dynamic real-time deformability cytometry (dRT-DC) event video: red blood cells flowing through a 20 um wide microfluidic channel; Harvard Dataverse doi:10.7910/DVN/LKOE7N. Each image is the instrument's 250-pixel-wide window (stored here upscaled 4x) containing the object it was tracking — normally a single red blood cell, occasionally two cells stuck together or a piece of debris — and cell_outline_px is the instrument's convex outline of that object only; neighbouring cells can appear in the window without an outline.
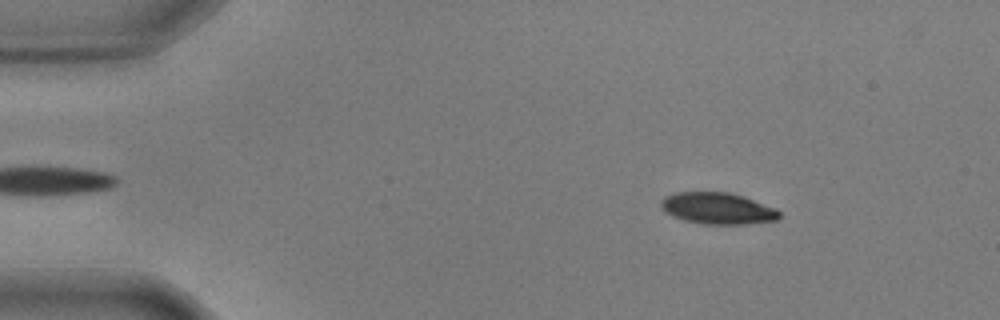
{"species": "common noctule bat (a hibernating species)", "species_latin": "Nyctalus noctula", "temperature_condition": "warm", "stored_images_in_passage": 57, "camera_frame_rate_fps": 3000, "um_per_image_px": 0.085, "animal": {"sex": "male", "body_mass_g": 17.9, "forearm_length_mm": 54.2}, "frame": {"image": 1, "passage_image": 8, "time_ms": 2.333, "image_size_px": [1000, 320], "cell_outline_px": [[780, 216], [776, 220], [744, 224], [704, 224], [684, 220], [672, 216], [664, 212], [660, 208], [660, 200], [664, 196], [676, 192], [728, 192], [744, 196], [776, 208], [780, 212]], "centroid_in_image_um": [60.96, 17.7], "position_along_channel_um": 24.0, "area_um2": 21.91}}
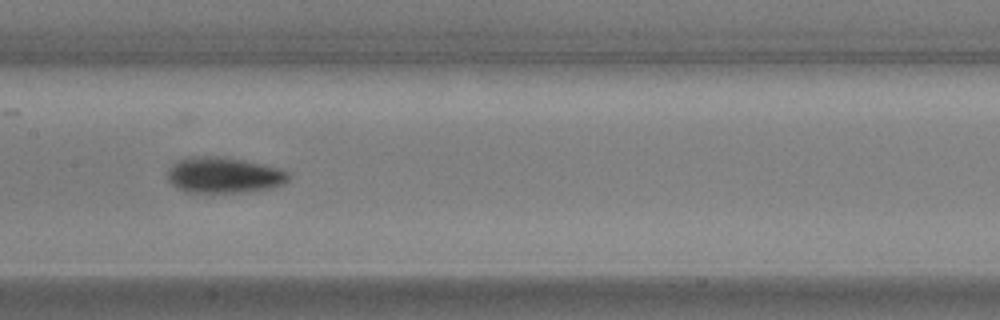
{"frame": {"image": 2, "passage_image": 28, "time_ms": 9.0, "image_size_px": [1000, 320], "cell_outline_px": [[288, 180], [284, 184], [272, 188], [248, 192], [184, 192], [176, 188], [168, 180], [168, 168], [176, 160], [184, 156], [220, 156], [244, 160], [264, 164], [280, 168], [288, 172]], "centroid_in_image_um": [19.0, 14.87], "position_along_channel_um": 188.4, "area_um2": 25.72}}
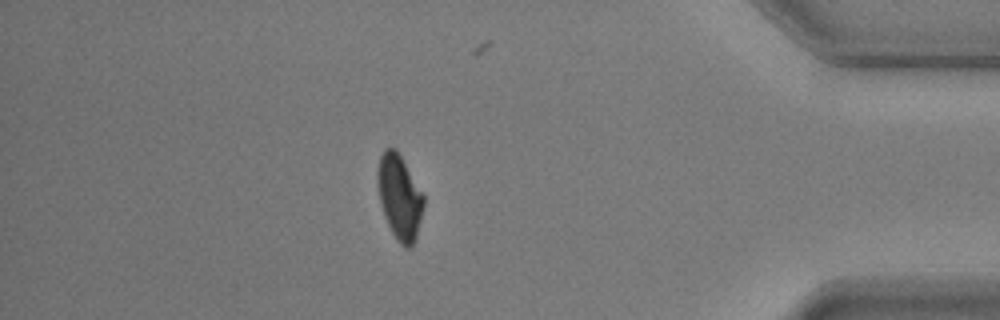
{"frame": {"image": 3, "passage_image": 49, "time_ms": 16.0, "image_size_px": [1000, 320], "cell_outline_px": [[424, 204], [416, 240], [408, 248], [400, 244], [396, 240], [384, 216], [376, 184], [376, 172], [380, 156], [384, 148], [396, 148], [424, 196]], "centroid_in_image_um": [33.94, 16.74], "position_along_channel_um": 401.3, "area_um2": 22.72}, "authors_computed_cell_mechanics": {"area_um2": 23.12, "velocity_mm_per_s": 3.5802, "shape_relaxation_time_tau1_ms": 2.2506, "shape_relaxation_time_tau2_ms": 7.7235, "deformation_change_tau1": 0.1375, "deformation_change_tau2": 0.0944}}